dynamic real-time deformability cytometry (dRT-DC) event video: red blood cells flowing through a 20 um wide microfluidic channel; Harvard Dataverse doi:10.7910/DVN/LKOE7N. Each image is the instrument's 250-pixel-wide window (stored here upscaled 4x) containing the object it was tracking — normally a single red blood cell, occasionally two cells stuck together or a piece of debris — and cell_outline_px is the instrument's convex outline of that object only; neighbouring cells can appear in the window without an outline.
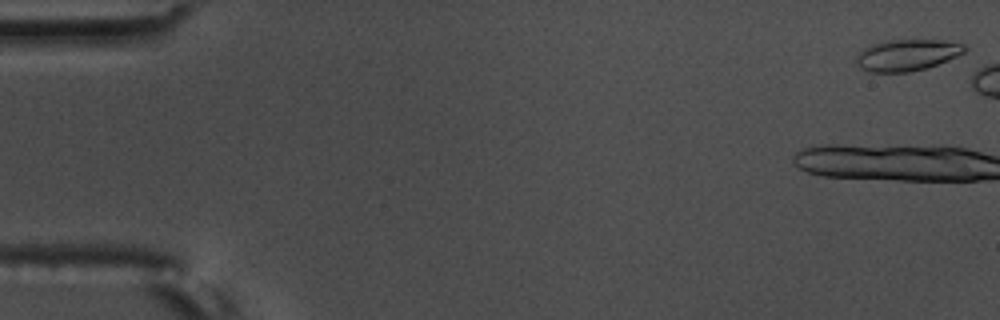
{"species": "common noctule bat (a hibernating species)", "species_latin": "Nyctalus noctula", "temperature_condition": "warm", "stored_images_in_passage": 15, "camera_frame_rate_fps": 3000, "um_per_image_px": 0.085, "animal": {"sex": "male", "body_mass_g": 17.5, "forearm_length_mm": 52.3}, "frame": {"image": 1, "passage_image": 1, "time_ms": 0.0, "image_size_px": [1000, 320], "cell_outline_px": [[968, 48], [964, 52], [956, 56], [928, 68], [908, 72], [868, 72], [860, 68], [856, 64], [856, 56], [864, 48], [872, 44], [888, 40], [944, 40], [964, 44]], "centroid_in_image_um": [77.09, 4.68], "position_along_channel_um": 7.9, "area_um2": 19.88}}